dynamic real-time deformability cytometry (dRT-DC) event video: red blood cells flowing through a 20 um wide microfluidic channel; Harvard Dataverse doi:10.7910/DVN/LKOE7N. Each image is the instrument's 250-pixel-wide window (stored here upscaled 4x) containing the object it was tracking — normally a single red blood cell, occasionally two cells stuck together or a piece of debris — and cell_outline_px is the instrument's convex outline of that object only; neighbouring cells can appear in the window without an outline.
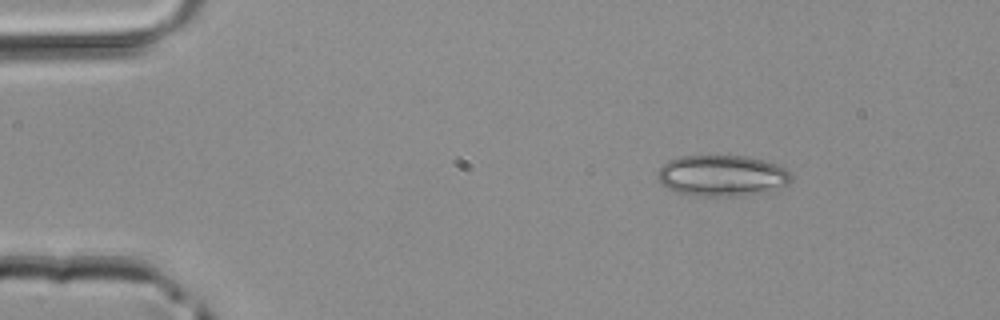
{"species": "common noctule bat (a hibernating species)", "species_latin": "Nyctalus noctula", "temperature_condition": "room temperature", "stored_images_in_passage": 2, "camera_frame_rate_fps": 3000, "um_per_image_px": 0.085, "animal": {"sex": "male", "body_mass_g": 20.4}, "frame": {"image": 1, "passage_image": 2, "time_ms": 0.333, "image_size_px": [1000, 320], "cell_outline_px": [[792, 180], [788, 184], [764, 192], [744, 196], [692, 196], [668, 188], [660, 184], [656, 176], [656, 172], [668, 160], [680, 156], [744, 156], [776, 164], [792, 172]], "centroid_in_image_um": [61.35, 14.94], "position_along_channel_um": 23.6, "area_um2": 32.14}}